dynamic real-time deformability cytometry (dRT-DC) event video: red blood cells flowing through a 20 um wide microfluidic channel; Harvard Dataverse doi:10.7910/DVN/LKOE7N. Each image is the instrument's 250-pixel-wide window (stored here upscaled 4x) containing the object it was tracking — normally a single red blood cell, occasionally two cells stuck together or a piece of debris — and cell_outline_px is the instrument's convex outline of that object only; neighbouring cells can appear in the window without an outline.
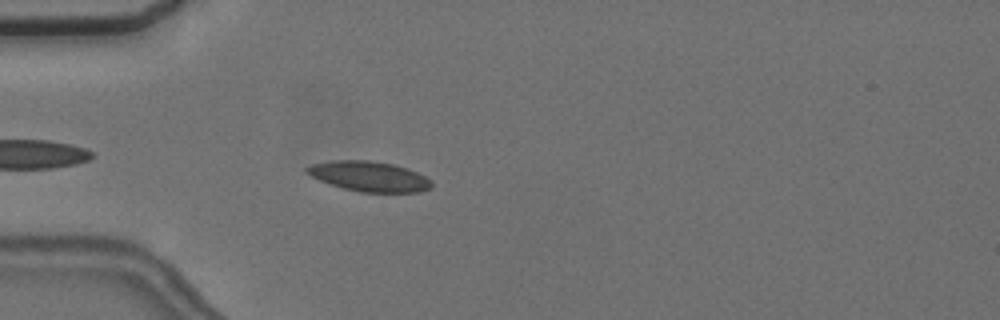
{"species": "common noctule bat (a hibernating species)", "species_latin": "Nyctalus noctula", "temperature_condition": "cold", "stored_images_in_passage": 5, "camera_frame_rate_fps": 3000, "um_per_image_px": 0.085, "animal": {"sex": "female", "body_mass_g": 24.6, "forearm_length_mm": 56.2}, "frame": {"image": 1, "passage_image": 5, "time_ms": 4.667, "image_size_px": [1000, 320], "cell_outline_px": [[432, 188], [420, 192], [360, 192], [328, 184], [304, 172], [304, 168], [312, 164], [332, 160], [368, 160], [392, 164], [408, 168], [432, 180]], "centroid_in_image_um": [31.37, 14.99], "position_along_channel_um": 53.6, "area_um2": 21.96}}